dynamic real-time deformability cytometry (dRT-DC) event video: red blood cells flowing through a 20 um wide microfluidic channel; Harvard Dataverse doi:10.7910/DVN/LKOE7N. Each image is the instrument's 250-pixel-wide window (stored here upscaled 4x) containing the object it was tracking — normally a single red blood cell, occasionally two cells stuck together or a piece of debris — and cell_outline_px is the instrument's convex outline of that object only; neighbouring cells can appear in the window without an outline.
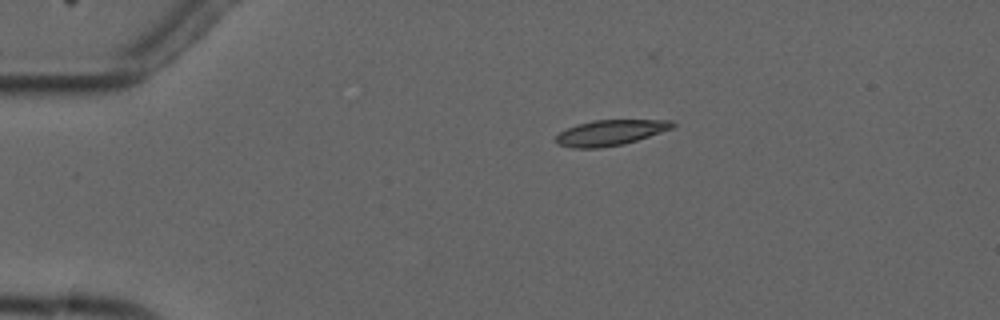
{"species": "common noctule bat (a hibernating species)", "species_latin": "Nyctalus noctula", "temperature_condition": "cold", "stored_images_in_passage": 5, "camera_frame_rate_fps": 3000, "um_per_image_px": 0.085, "animal": {"sex": "male", "forearm_length_mm": 52.5}, "frame": {"image": 1, "passage_image": 4, "time_ms": 3.667, "image_size_px": [1000, 320], "cell_outline_px": [[676, 124], [672, 128], [624, 144], [600, 148], [572, 148], [556, 144], [556, 136], [560, 132], [576, 124], [592, 120], [672, 120]], "centroid_in_image_um": [51.84, 11.27], "position_along_channel_um": 33.2, "area_um2": 17.28}}